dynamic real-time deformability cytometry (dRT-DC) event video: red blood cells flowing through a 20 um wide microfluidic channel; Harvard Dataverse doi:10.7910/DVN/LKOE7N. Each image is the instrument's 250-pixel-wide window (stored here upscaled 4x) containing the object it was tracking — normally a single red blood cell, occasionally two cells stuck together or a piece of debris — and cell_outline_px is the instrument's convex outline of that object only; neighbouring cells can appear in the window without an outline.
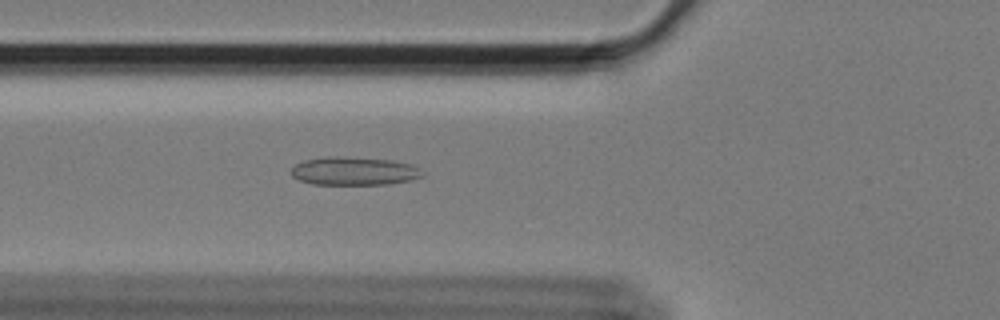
{"species": "Egyptian fruit bat (a non-hibernating species)", "species_latin": "Rousettus aegyptiacus", "temperature_condition": "cold", "stored_images_in_passage": 53, "segment_of_instrument_passage": [1, 2], "camera_frame_rate_fps": 3000, "um_per_image_px": 0.085, "animal": {"sex": "female"}, "frame": {"image": 1, "passage_image": 21, "time_ms": 6.667, "image_size_px": [1000, 320], "cell_outline_px": [[424, 176], [408, 180], [388, 184], [312, 184], [300, 180], [292, 176], [292, 168], [296, 164], [308, 160], [328, 156], [336, 156], [392, 160], [412, 164]], "centroid_in_image_um": [30.08, 14.54], "position_along_channel_um": 95.7, "area_um2": 21.21}}
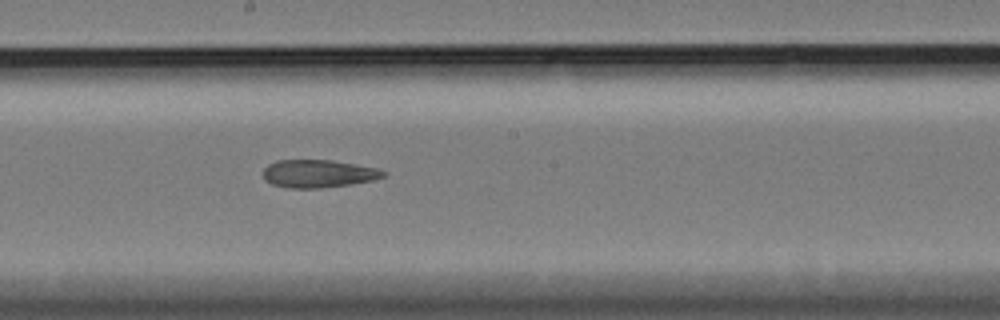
{"frame": {"image": 2, "passage_image": 32, "time_ms": 10.333, "image_size_px": [1000, 320], "cell_outline_px": [[384, 176], [372, 180], [348, 184], [320, 188], [288, 188], [272, 184], [264, 180], [264, 168], [268, 164], [276, 160], [332, 160], [376, 168], [384, 172]], "centroid_in_image_um": [26.99, 14.75], "position_along_channel_um": 221.2, "area_um2": 19.25}}
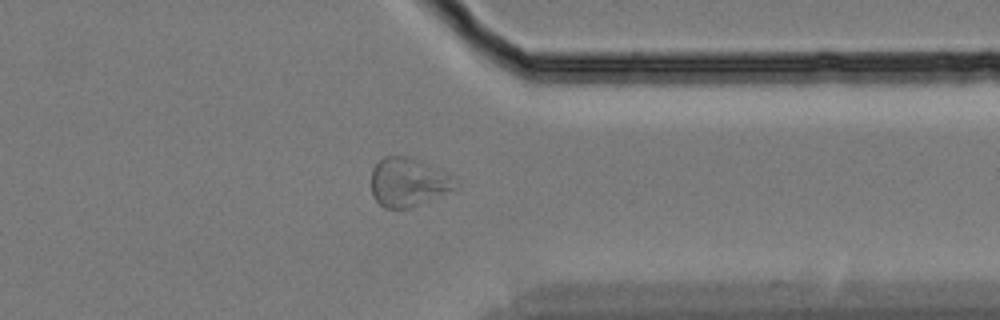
{"frame": {"image": 3, "passage_image": 46, "time_ms": 15.0, "image_size_px": [1000, 320], "cell_outline_px": [[460, 184], [456, 188], [408, 208], [384, 208], [372, 196], [372, 168], [384, 156], [408, 156], [424, 160], [448, 172]], "centroid_in_image_um": [34.72, 15.44], "position_along_channel_um": 376.7, "area_um2": 24.04}}